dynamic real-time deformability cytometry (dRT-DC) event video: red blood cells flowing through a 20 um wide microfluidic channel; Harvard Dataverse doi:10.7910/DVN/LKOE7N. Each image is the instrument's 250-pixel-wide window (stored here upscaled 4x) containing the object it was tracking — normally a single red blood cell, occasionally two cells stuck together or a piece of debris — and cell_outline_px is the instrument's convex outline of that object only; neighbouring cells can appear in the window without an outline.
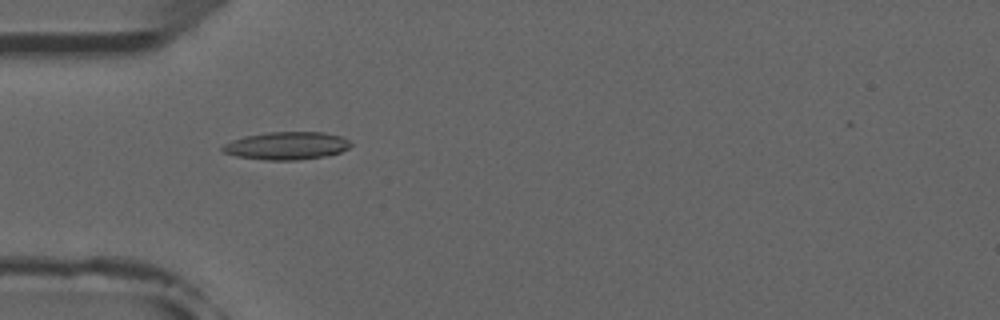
{"species": "common noctule bat (a hibernating species)", "species_latin": "Nyctalus noctula", "temperature_condition": "room temperature", "stored_images_in_passage": 2, "camera_frame_rate_fps": 3000, "um_per_image_px": 0.085, "animal": {"sex": "male", "forearm_length_mm": 52.5}, "frame": {"image": 1, "passage_image": 1, "time_ms": 0.0, "image_size_px": [1000, 320], "cell_outline_px": [[352, 144], [348, 148], [340, 152], [324, 156], [296, 160], [268, 160], [236, 156], [224, 152], [220, 148], [224, 144], [232, 140], [244, 136], [268, 132], [324, 132], [340, 136], [348, 140]], "centroid_in_image_um": [24.35, 12.38], "position_along_channel_um": 60.7, "area_um2": 20.63}}
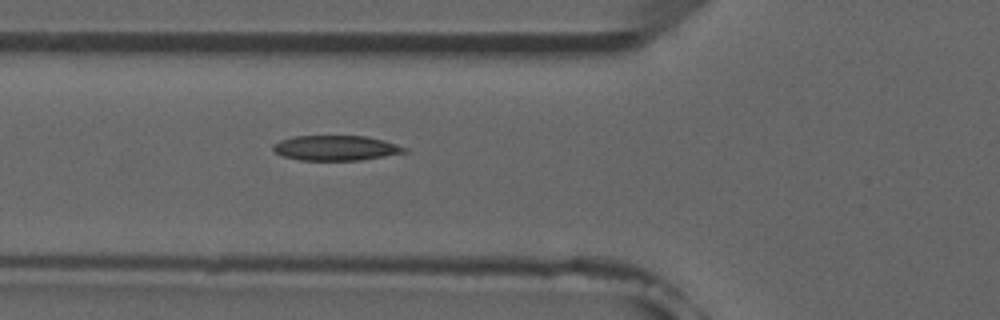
{"frame": {"image": 2, "passage_image": 2, "time_ms": 1.0, "image_size_px": [1000, 320], "cell_outline_px": [[408, 152], [360, 160], [300, 160], [284, 156], [276, 152], [272, 148], [272, 144], [280, 140], [292, 136], [364, 136], [384, 140], [408, 148]], "centroid_in_image_um": [28.55, 12.57], "position_along_channel_um": 97.3, "area_um2": 19.13}}